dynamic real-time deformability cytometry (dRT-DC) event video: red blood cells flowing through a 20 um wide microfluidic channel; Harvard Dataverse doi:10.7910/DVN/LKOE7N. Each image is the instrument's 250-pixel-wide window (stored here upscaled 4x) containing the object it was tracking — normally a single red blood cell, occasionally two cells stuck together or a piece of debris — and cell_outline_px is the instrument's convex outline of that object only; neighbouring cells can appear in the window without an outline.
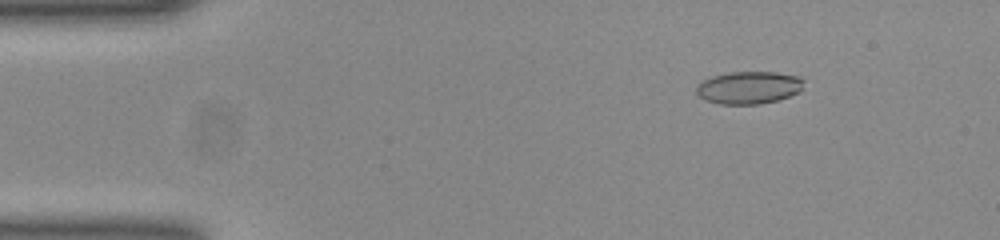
{"species": "common noctule bat (a hibernating species)", "species_latin": "Nyctalus noctula", "temperature_condition": "room temperature", "stored_images_in_passage": 52, "camera_frame_rate_fps": 3000, "um_per_image_px": 0.085, "animal": {"sex": "female", "body_mass_g": 23.0, "forearm_length_mm": 53.4}, "frame": {"image": 1, "passage_image": 7, "time_ms": 2.0, "image_size_px": [1000, 240], "cell_outline_px": [[804, 80], [800, 92], [776, 100], [760, 104], [720, 104], [704, 100], [696, 92], [696, 88], [704, 80], [712, 76], [728, 72], [776, 72], [796, 76]], "centroid_in_image_um": [63.64, 7.44], "position_along_channel_um": 21.4, "area_um2": 20.23}}
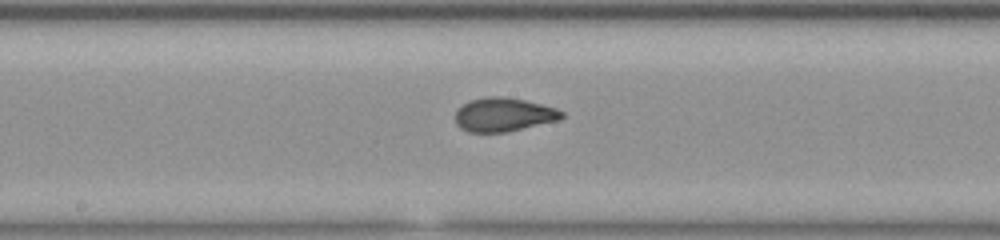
{"frame": {"image": 2, "passage_image": 27, "time_ms": 8.667, "image_size_px": [1000, 240], "cell_outline_px": [[564, 116], [560, 120], [508, 132], [468, 132], [460, 128], [456, 124], [456, 108], [468, 100], [488, 96], [504, 96], [524, 100], [556, 108], [564, 112]], "centroid_in_image_um": [42.79, 9.74], "position_along_channel_um": 205.4, "area_um2": 21.21}}
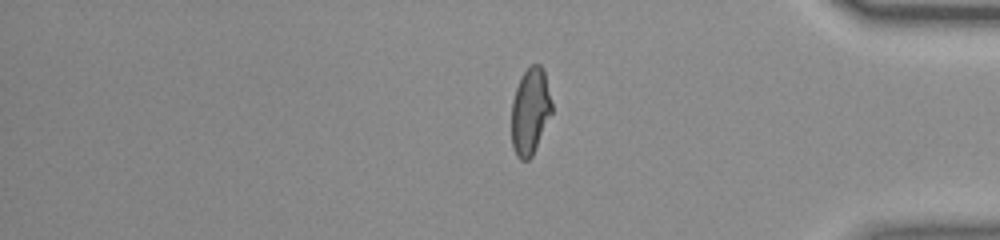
{"frame": {"image": 3, "passage_image": 43, "time_ms": 14.0, "image_size_px": [1000, 240], "cell_outline_px": [[552, 112], [532, 156], [528, 160], [520, 160], [516, 156], [512, 144], [512, 100], [516, 88], [524, 72], [532, 64], [540, 64], [544, 72], [552, 104]], "centroid_in_image_um": [45.06, 9.48], "position_along_channel_um": 390.1, "area_um2": 20.06}, "authors_computed_cell_mechanics": {"area_um2": 20.7502, "velocity_mm_per_s": 3.9321, "shape_relaxation_time_tau1_ms": 6.5274, "shape_relaxation_time_tau2_ms": 1.1756, "deformation_change_tau1": 0.2116, "deformation_change_tau2": 0.0652}}